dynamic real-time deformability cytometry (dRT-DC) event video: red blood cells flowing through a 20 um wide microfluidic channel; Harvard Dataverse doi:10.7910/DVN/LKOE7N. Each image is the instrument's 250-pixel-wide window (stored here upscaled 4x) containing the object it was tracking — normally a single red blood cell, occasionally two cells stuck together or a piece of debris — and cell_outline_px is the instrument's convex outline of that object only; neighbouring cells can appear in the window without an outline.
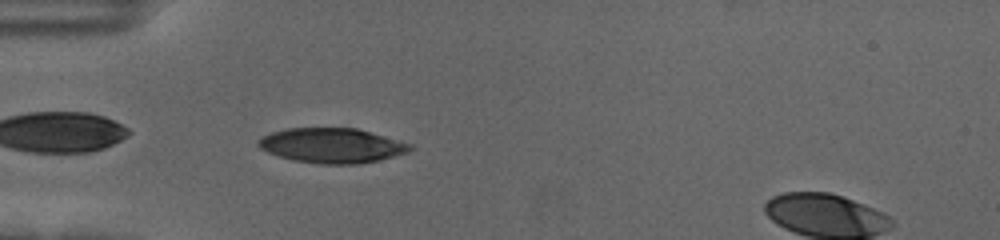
{"species": "human", "species_latin": "Homo sapiens", "temperature_condition": "cold", "stored_images_in_passage": 6, "camera_frame_rate_fps": 3000, "um_per_image_px": 0.085, "donor": {"sex": "female"}, "frame": {"image": 1, "passage_image": 3, "time_ms": 0.667, "image_size_px": [1000, 240], "cell_outline_px": [[412, 148], [408, 152], [376, 160], [356, 164], [320, 164], [292, 160], [276, 156], [260, 148], [256, 144], [256, 140], [260, 136], [272, 132], [288, 128], [356, 128], [412, 144]], "centroid_in_image_um": [28.13, 12.37], "position_along_channel_um": 56.9, "area_um2": 30.75}}